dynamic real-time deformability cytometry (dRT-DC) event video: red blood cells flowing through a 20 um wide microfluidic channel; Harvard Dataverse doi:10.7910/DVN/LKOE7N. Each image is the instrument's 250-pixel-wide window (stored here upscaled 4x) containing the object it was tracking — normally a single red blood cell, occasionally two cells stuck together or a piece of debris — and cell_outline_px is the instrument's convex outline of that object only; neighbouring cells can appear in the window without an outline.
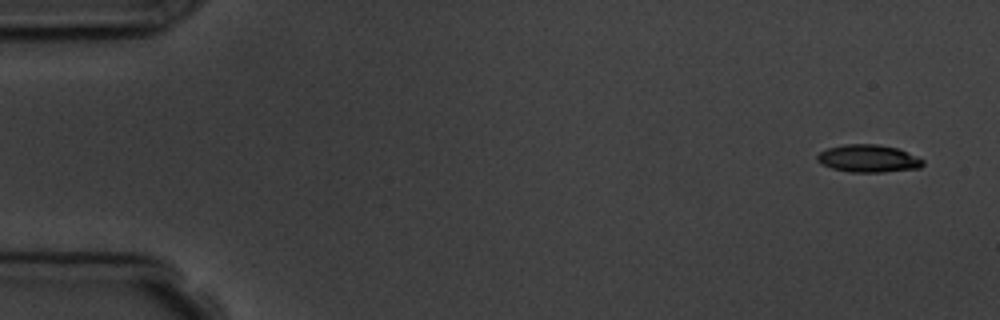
{"species": "common noctule bat (a hibernating species)", "species_latin": "Nyctalus noctula", "temperature_condition": "room temperature", "stored_images_in_passage": 6, "segment_of_instrument_passage": [1, 2], "camera_frame_rate_fps": 3000, "um_per_image_px": 0.085, "animal": {"sex": "male", "body_mass_g": 19.5, "forearm_length_mm": 54.6}, "frame": {"image": 1, "passage_image": 1, "time_ms": 0.0, "image_size_px": [1000, 320], "cell_outline_px": [[924, 164], [920, 168], [884, 172], [852, 172], [832, 168], [820, 164], [816, 160], [816, 156], [820, 152], [828, 148], [844, 144], [876, 144], [896, 148], [924, 160]], "centroid_in_image_um": [73.78, 13.48], "position_along_channel_um": 11.2, "area_um2": 16.88}}